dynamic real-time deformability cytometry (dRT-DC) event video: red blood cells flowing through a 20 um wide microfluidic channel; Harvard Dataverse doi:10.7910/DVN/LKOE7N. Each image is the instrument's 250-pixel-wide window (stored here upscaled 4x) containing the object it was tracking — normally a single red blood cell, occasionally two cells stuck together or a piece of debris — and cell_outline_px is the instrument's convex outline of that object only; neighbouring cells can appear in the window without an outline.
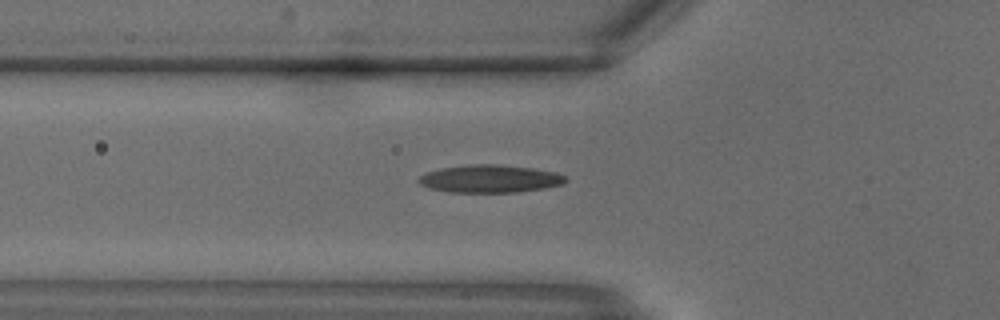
{"species": "common noctule bat (a hibernating species)", "species_latin": "Nyctalus noctula", "temperature_condition": "warm", "stored_images_in_passage": 16, "camera_frame_rate_fps": 3000, "um_per_image_px": 0.085, "animal": {"sex": "male", "body_mass_g": 18.8}, "frame": {"image": 1, "passage_image": 10, "time_ms": 3.0, "image_size_px": [1000, 320], "cell_outline_px": [[568, 180], [564, 184], [544, 188], [516, 192], [448, 192], [428, 188], [420, 184], [416, 180], [420, 176], [428, 172], [440, 168], [472, 164], [492, 164], [532, 168], [556, 172], [564, 176]], "centroid_in_image_um": [41.63, 15.2], "position_along_channel_um": 84.2, "area_um2": 23.7}}
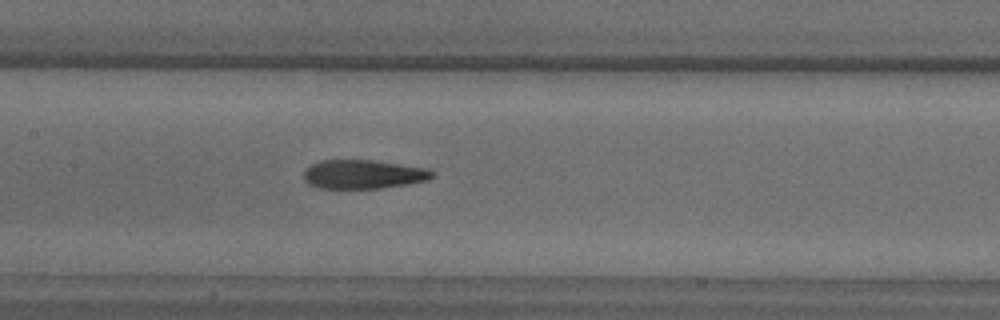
{"frame": {"image": 2, "passage_image": 14, "time_ms": 4.333, "image_size_px": [1000, 320], "cell_outline_px": [[436, 176], [428, 180], [408, 184], [380, 188], [320, 188], [308, 184], [304, 180], [304, 168], [320, 160], [372, 160], [428, 168], [436, 172]], "centroid_in_image_um": [30.9, 14.81], "position_along_channel_um": 176.5, "area_um2": 21.85}}
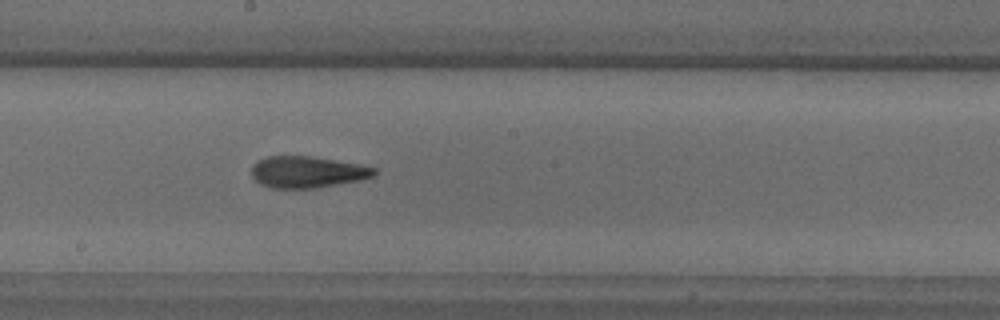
{"frame": {"image": 3, "passage_image": 16, "time_ms": 5.0, "image_size_px": [1000, 320], "cell_outline_px": [[376, 172], [372, 176], [360, 180], [312, 188], [272, 188], [260, 184], [252, 176], [252, 164], [256, 160], [268, 156], [308, 156], [360, 164], [376, 168]], "centroid_in_image_um": [26.07, 14.61], "position_along_channel_um": 222.1, "area_um2": 22.37}}